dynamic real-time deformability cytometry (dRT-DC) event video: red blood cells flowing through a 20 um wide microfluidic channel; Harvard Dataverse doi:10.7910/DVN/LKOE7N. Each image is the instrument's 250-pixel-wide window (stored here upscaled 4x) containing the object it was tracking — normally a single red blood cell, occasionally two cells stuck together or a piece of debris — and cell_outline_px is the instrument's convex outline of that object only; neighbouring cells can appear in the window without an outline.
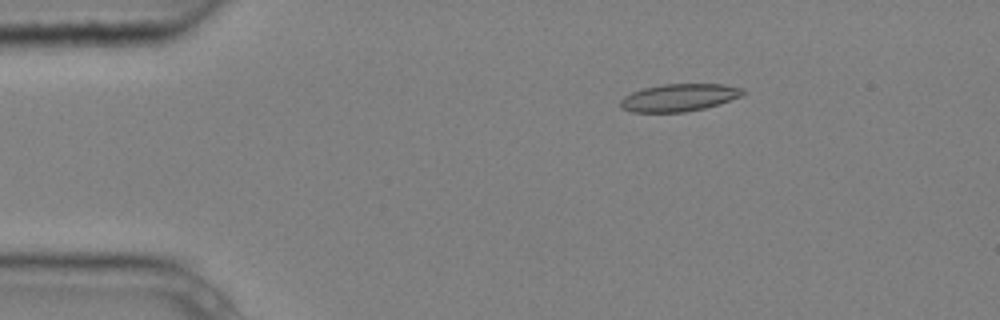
{"species": "common noctule bat (a hibernating species)", "species_latin": "Nyctalus noctula", "temperature_condition": "cold", "stored_images_in_passage": 6, "camera_frame_rate_fps": 3000, "um_per_image_px": 0.085, "animal": {"sex": "male", "body_mass_g": 20.4}, "frame": {"image": 1, "passage_image": 2, "time_ms": 0.333, "image_size_px": [1000, 320], "cell_outline_px": [[748, 92], [740, 96], [720, 104], [704, 108], [684, 112], [632, 112], [620, 108], [620, 100], [624, 96], [632, 92], [644, 88], [664, 84], [724, 84], [744, 88]], "centroid_in_image_um": [57.74, 8.29], "position_along_channel_um": 27.3, "area_um2": 19.71}}
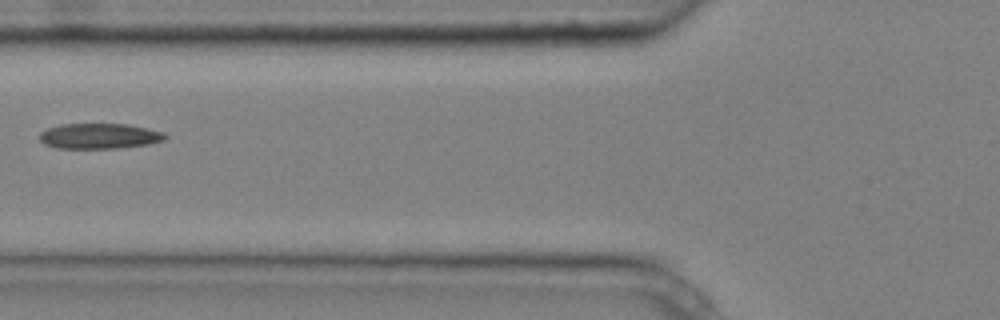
{"frame": {"image": 2, "passage_image": 5, "time_ms": 1.333, "image_size_px": [1000, 320], "cell_outline_px": [[168, 136], [164, 140], [148, 144], [116, 148], [56, 148], [44, 144], [40, 140], [40, 132], [48, 128], [60, 124], [128, 124], [148, 128], [164, 132]], "centroid_in_image_um": [8.45, 11.56], "position_along_channel_um": 117.3, "area_um2": 18.61}}
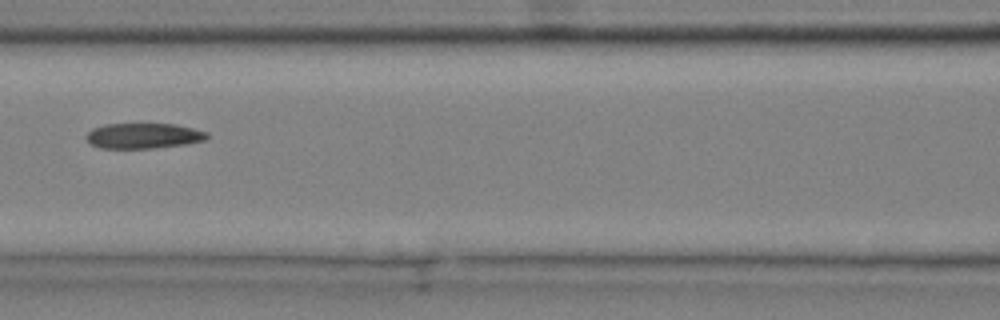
{"frame": {"image": 3, "passage_image": 6, "time_ms": 1.667, "image_size_px": [1000, 320], "cell_outline_px": [[208, 136], [204, 140], [184, 144], [152, 148], [100, 148], [92, 144], [84, 136], [92, 128], [104, 124], [176, 124], [208, 132]], "centroid_in_image_um": [12.16, 11.53], "position_along_channel_um": 154.4, "area_um2": 17.74}}